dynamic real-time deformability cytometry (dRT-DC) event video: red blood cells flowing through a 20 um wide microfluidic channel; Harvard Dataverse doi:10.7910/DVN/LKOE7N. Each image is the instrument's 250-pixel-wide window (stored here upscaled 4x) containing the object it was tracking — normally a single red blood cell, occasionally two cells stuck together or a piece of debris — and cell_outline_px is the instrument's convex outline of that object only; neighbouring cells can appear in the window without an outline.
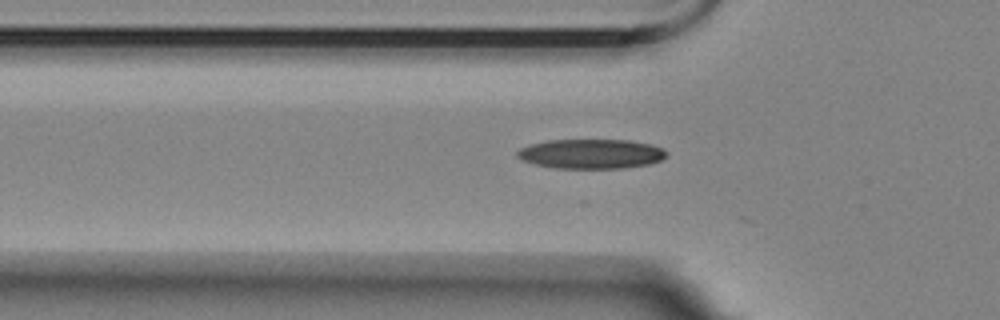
{"species": "Egyptian fruit bat (a non-hibernating species)", "species_latin": "Rousettus aegyptiacus", "temperature_condition": "room temperature", "stored_images_in_passage": 12, "camera_frame_rate_fps": 3000, "um_per_image_px": 0.085, "animal": {"sex": "female"}, "frame": {"image": 1, "passage_image": 3, "time_ms": 0.667, "image_size_px": [1000, 320], "cell_outline_px": [[668, 156], [660, 160], [648, 164], [624, 168], [556, 168], [536, 164], [524, 160], [516, 156], [516, 152], [520, 148], [532, 144], [548, 140], [628, 140], [652, 144], [664, 148], [668, 152]], "centroid_in_image_um": [50.29, 13.07], "position_along_channel_um": 75.5, "area_um2": 25.72}}
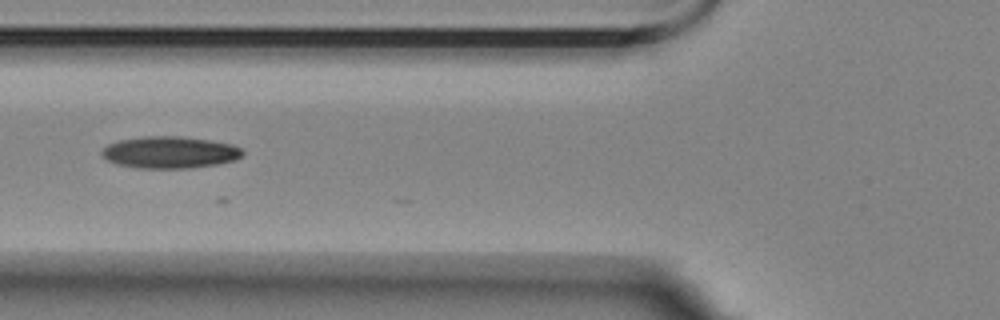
{"frame": {"image": 2, "passage_image": 6, "time_ms": 1.667, "image_size_px": [1000, 320], "cell_outline_px": [[244, 152], [236, 160], [216, 164], [188, 168], [136, 168], [116, 164], [108, 160], [100, 152], [108, 144], [120, 140], [144, 136], [180, 136], [208, 140], [232, 144], [240, 148]], "centroid_in_image_um": [14.42, 12.95], "position_along_channel_um": 111.4, "area_um2": 26.01}}
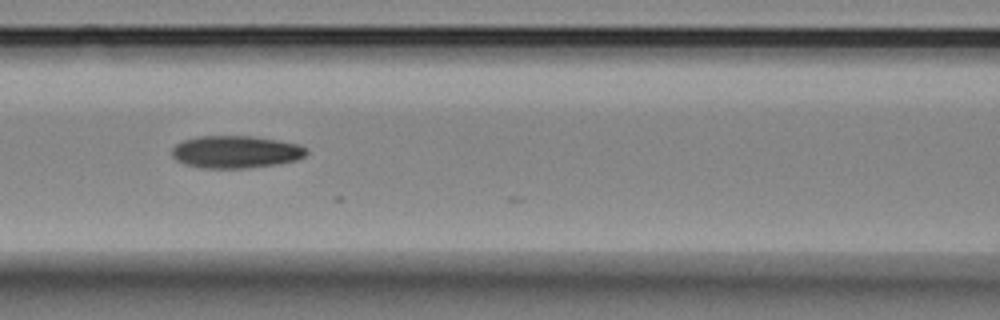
{"frame": {"image": 3, "passage_image": 9, "time_ms": 2.667, "image_size_px": [1000, 320], "cell_outline_px": [[308, 152], [304, 156], [296, 160], [280, 164], [248, 168], [200, 168], [184, 164], [176, 160], [172, 156], [172, 148], [176, 144], [184, 140], [196, 136], [252, 136], [300, 144], [308, 148]], "centroid_in_image_um": [20.05, 12.91], "position_along_channel_um": 146.6, "area_um2": 25.66}}